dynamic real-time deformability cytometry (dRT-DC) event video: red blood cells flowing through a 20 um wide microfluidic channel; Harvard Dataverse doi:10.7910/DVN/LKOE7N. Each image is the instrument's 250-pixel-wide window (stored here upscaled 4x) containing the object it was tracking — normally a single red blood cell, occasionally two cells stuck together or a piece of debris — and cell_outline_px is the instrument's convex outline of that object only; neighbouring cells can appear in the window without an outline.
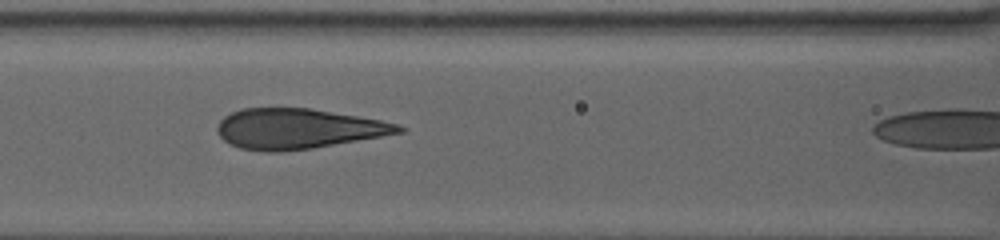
{"species": "human", "species_latin": "Homo sapiens", "temperature_condition": "warm", "stored_images_in_passage": 8, "camera_frame_rate_fps": 3000, "um_per_image_px": 0.085, "donor": {"sex": "female"}, "frame": {"image": 1, "passage_image": 4, "time_ms": 3.0, "image_size_px": [1000, 240], "cell_outline_px": [[408, 128], [404, 132], [312, 148], [276, 152], [268, 152], [240, 148], [224, 140], [220, 136], [216, 128], [220, 120], [224, 116], [240, 108], [312, 108], [380, 120], [396, 124]], "centroid_in_image_um": [25.31, 10.93], "position_along_channel_um": 141.3, "area_um2": 42.25}}
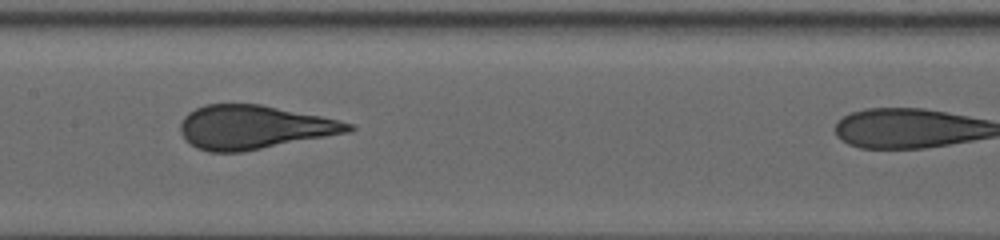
{"frame": {"image": 2, "passage_image": 6, "time_ms": 4.667, "image_size_px": [1000, 240], "cell_outline_px": [[356, 128], [348, 132], [244, 152], [208, 152], [196, 148], [180, 132], [180, 124], [184, 116], [188, 112], [204, 104], [260, 104], [320, 116], [352, 124]], "centroid_in_image_um": [21.54, 10.81], "position_along_channel_um": 185.9, "area_um2": 42.54}}